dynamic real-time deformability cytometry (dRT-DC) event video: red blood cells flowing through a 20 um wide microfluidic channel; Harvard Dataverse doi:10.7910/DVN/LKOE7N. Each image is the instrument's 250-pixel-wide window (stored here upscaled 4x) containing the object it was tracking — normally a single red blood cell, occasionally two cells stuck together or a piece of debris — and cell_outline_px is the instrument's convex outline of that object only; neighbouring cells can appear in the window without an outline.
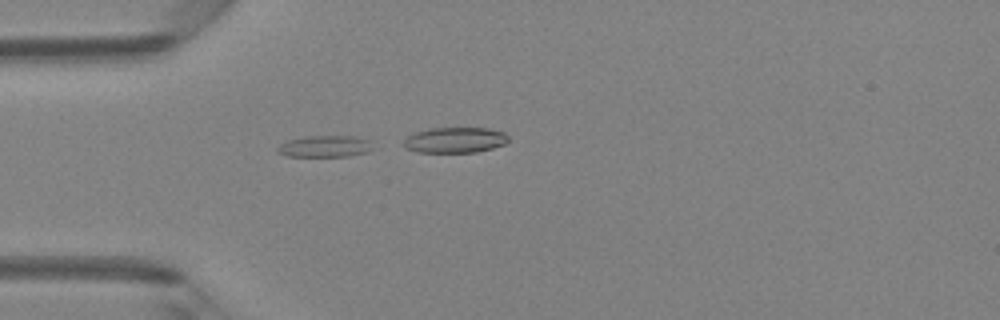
{"species": "Egyptian fruit bat (a non-hibernating species)", "species_latin": "Rousettus aegyptiacus", "temperature_condition": "room temperature", "stored_images_in_passage": 22, "segment_of_instrument_passage": [2, 2], "camera_frame_rate_fps": 3000, "um_per_image_px": 0.085, "animal": {"sex": "female"}, "frame": {"image": 1, "passage_image": 13, "time_ms": 4.0, "image_size_px": [1000, 320], "cell_outline_px": [[376, 148], [368, 152], [348, 156], [288, 156], [276, 152], [276, 148], [280, 144], [288, 140], [304, 136], [356, 136], [368, 140]], "centroid_in_image_um": [27.64, 12.43], "position_along_channel_um": 57.4, "area_um2": 12.14}}